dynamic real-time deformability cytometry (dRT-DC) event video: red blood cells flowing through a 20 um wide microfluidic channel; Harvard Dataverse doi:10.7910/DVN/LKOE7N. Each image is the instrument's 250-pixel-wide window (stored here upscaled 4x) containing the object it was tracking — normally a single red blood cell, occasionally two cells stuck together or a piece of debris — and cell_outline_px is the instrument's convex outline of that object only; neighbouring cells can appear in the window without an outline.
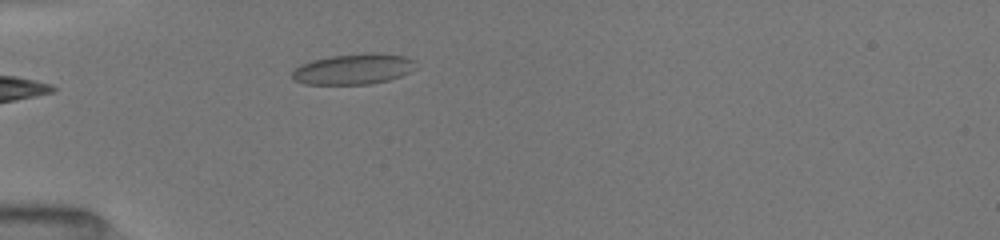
{"species": "common noctule bat (a hibernating species)", "species_latin": "Nyctalus noctula", "temperature_condition": "room temperature", "stored_images_in_passage": 33, "camera_frame_rate_fps": 3000, "um_per_image_px": 0.085, "animal": {"sex": "female", "body_mass_g": 19.5, "forearm_length_mm": 54.1}, "frame": {"image": 1, "passage_image": 1, "time_ms": 0.0, "image_size_px": [1000, 240], "cell_outline_px": [[416, 68], [400, 76], [388, 80], [368, 84], [304, 84], [296, 80], [292, 76], [292, 72], [300, 64], [312, 60], [332, 56], [368, 52], [376, 52], [404, 56], [416, 60]], "centroid_in_image_um": [30.07, 5.86], "position_along_channel_um": 54.9, "area_um2": 22.08}}
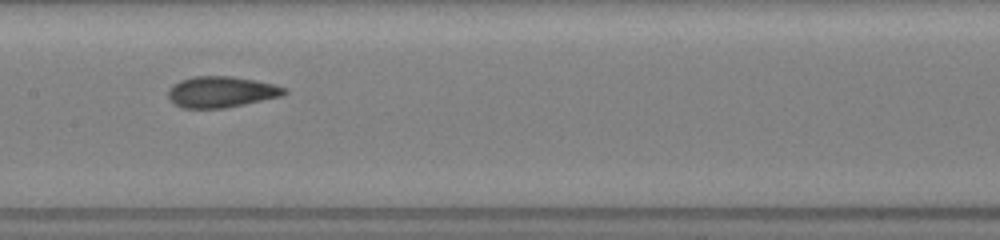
{"frame": {"image": 2, "passage_image": 11, "time_ms": 3.667, "image_size_px": [1000, 240], "cell_outline_px": [[288, 92], [280, 96], [244, 104], [224, 108], [184, 108], [176, 104], [168, 96], [168, 88], [172, 84], [180, 80], [192, 76], [232, 76], [272, 84], [284, 88]], "centroid_in_image_um": [18.75, 7.8], "position_along_channel_um": 188.6, "area_um2": 20.75}}
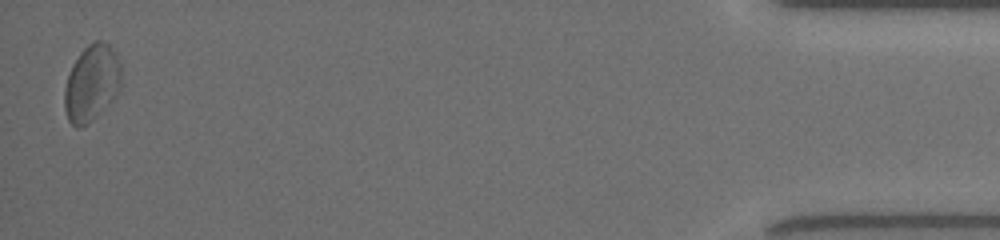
{"frame": {"image": 3, "passage_image": 33, "time_ms": 11.667, "image_size_px": [1000, 240], "cell_outline_px": [[120, 84], [112, 100], [88, 124], [76, 128], [68, 120], [64, 108], [64, 88], [72, 64], [80, 52], [88, 44], [96, 40], [104, 40], [112, 48], [120, 64]], "centroid_in_image_um": [7.76, 7.05], "position_along_channel_um": 427.4, "area_um2": 25.09}, "authors_computed_cell_mechanics": {"area_um2": 20.9236, "velocity_mm_per_s": 4.006, "shape_relaxation_time_tau1_ms": 6.9472, "shape_relaxation_time_tau2_ms": 1.375, "deformation_change_tau1": 0.1519, "deformation_change_tau2": 0.0747}}